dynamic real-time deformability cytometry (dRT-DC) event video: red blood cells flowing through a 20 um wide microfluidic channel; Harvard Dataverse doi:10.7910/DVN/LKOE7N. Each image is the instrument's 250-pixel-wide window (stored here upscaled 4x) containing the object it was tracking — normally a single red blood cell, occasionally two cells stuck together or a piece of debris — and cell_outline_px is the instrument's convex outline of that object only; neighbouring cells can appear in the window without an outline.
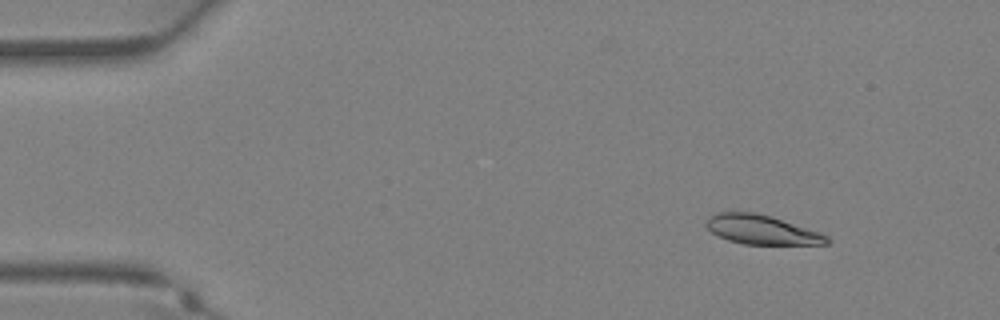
{"species": "Egyptian fruit bat (a non-hibernating species)", "species_latin": "Rousettus aegyptiacus", "temperature_condition": "warm", "stored_images_in_passage": 33, "camera_frame_rate_fps": 3000, "um_per_image_px": 0.085, "animal": {"sex": "female"}, "frame": {"image": 1, "passage_image": 1, "time_ms": 0.0, "image_size_px": [1000, 320], "cell_outline_px": [[832, 240], [828, 244], [744, 244], [728, 240], [712, 232], [704, 224], [708, 216], [712, 212], [756, 212], [772, 216], [820, 232], [828, 236]], "centroid_in_image_um": [64.74, 19.51], "position_along_channel_um": 20.3, "area_um2": 20.75}}
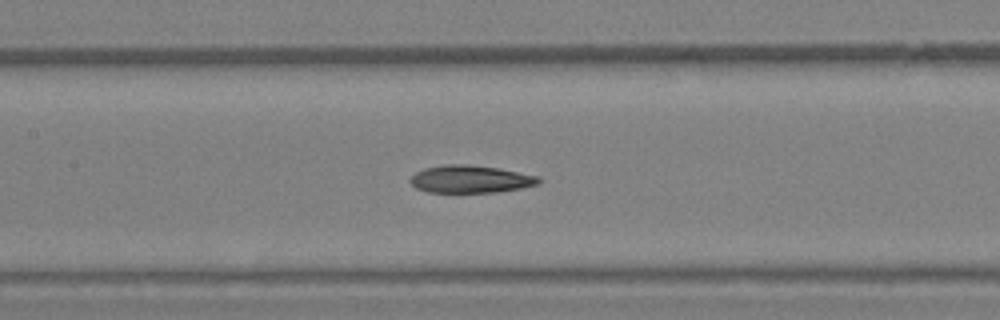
{"frame": {"image": 2, "passage_image": 14, "time_ms": 4.333, "image_size_px": [1000, 320], "cell_outline_px": [[540, 184], [520, 188], [496, 192], [428, 192], [416, 188], [408, 180], [416, 172], [424, 168], [444, 164], [468, 164], [496, 168], [540, 176]], "centroid_in_image_um": [39.98, 15.22], "position_along_channel_um": 167.4, "area_um2": 20.58}}
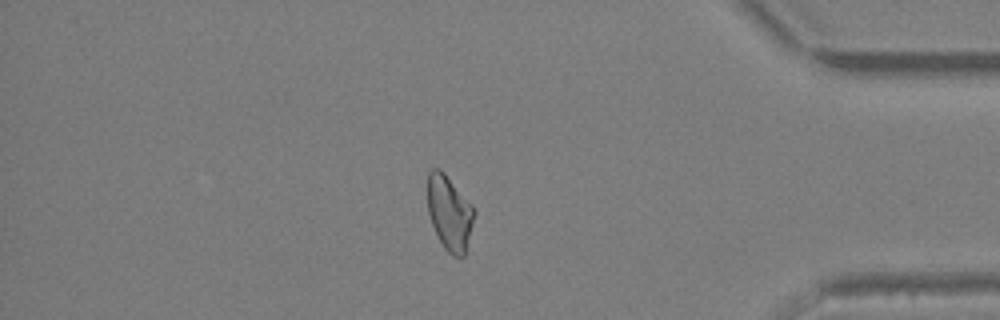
{"frame": {"image": 3, "passage_image": 28, "time_ms": 9.0, "image_size_px": [1000, 320], "cell_outline_px": [[476, 212], [464, 256], [452, 256], [444, 248], [432, 224], [428, 212], [428, 172], [432, 168], [440, 168], [444, 172], [476, 208]], "centroid_in_image_um": [38.22, 18.06], "position_along_channel_um": 397.0, "area_um2": 20.35}}